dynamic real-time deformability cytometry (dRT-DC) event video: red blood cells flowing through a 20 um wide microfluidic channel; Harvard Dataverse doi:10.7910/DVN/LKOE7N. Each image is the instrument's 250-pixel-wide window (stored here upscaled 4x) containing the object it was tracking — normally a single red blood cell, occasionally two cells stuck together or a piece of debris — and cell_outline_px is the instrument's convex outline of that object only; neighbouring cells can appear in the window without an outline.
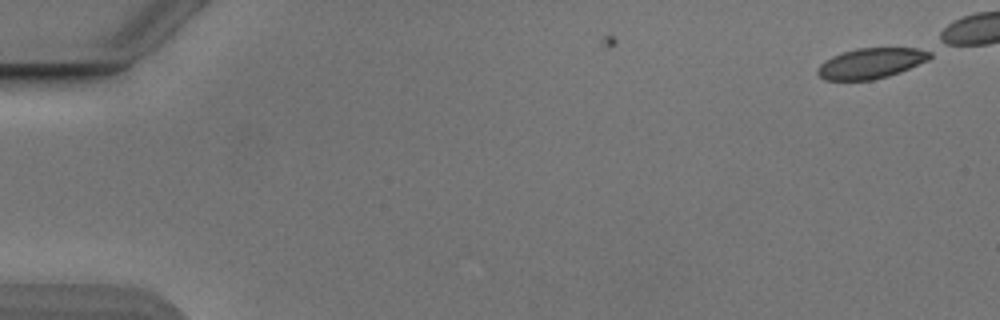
{"species": "Egyptian fruit bat (a non-hibernating species)", "species_latin": "Rousettus aegyptiacus", "temperature_condition": "cold", "stored_images_in_passage": 3, "camera_frame_rate_fps": 3000, "um_per_image_px": 0.085, "animal": {"sex": "male"}, "frame": {"image": 1, "passage_image": 3, "time_ms": 0.667, "image_size_px": [1000, 320], "cell_outline_px": [[932, 56], [928, 60], [900, 72], [888, 76], [872, 80], [824, 80], [816, 72], [816, 68], [820, 64], [832, 56], [856, 48], [932, 48]], "centroid_in_image_um": [74.07, 5.37], "position_along_channel_um": 10.9, "area_um2": 20.11}}